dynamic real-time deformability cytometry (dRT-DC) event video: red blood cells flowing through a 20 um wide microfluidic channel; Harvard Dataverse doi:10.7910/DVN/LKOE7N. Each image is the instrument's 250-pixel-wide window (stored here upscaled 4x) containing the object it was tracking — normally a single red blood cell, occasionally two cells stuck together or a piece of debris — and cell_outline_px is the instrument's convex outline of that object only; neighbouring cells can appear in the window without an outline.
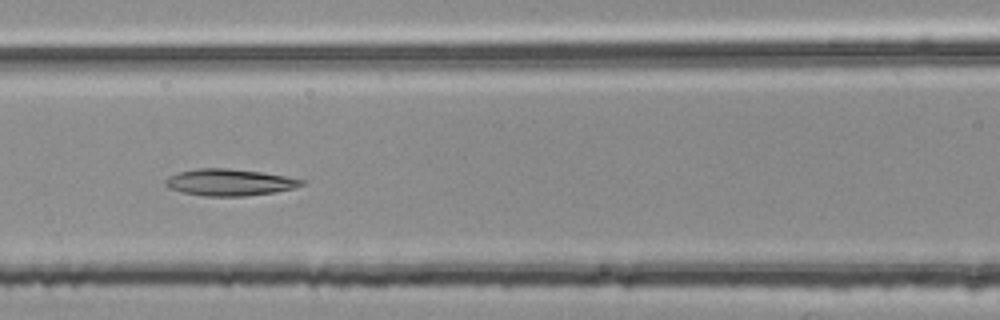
{"species": "common noctule bat (a hibernating species)", "species_latin": "Nyctalus noctula", "temperature_condition": "room temperature", "stored_images_in_passage": 51, "camera_frame_rate_fps": 3000, "um_per_image_px": 0.085, "animal": {"sex": "female", "body_mass_g": 25.1}, "frame": {"image": 1, "passage_image": 23, "time_ms": 7.333, "image_size_px": [1000, 320], "cell_outline_px": [[308, 180], [304, 184], [292, 188], [276, 192], [244, 196], [204, 196], [180, 192], [168, 188], [164, 184], [164, 180], [168, 176], [180, 172], [196, 168], [228, 168], [260, 172]], "centroid_in_image_um": [19.48, 15.5], "position_along_channel_um": 147.1, "area_um2": 21.27}}
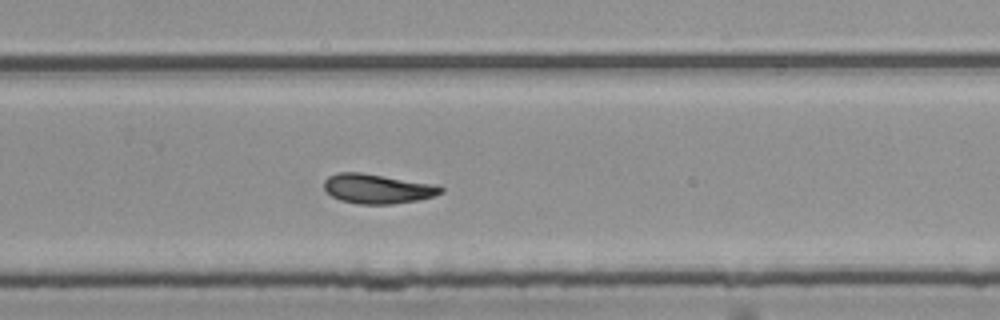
{"frame": {"image": 2, "passage_image": 35, "time_ms": 11.333, "image_size_px": [1000, 320], "cell_outline_px": [[444, 192], [432, 196], [416, 200], [392, 204], [360, 204], [340, 200], [332, 196], [324, 188], [324, 180], [328, 176], [336, 172], [360, 172], [436, 184], [444, 188]], "centroid_in_image_um": [32.07, 16.03], "position_along_channel_um": 297.7, "area_um2": 20.11}}
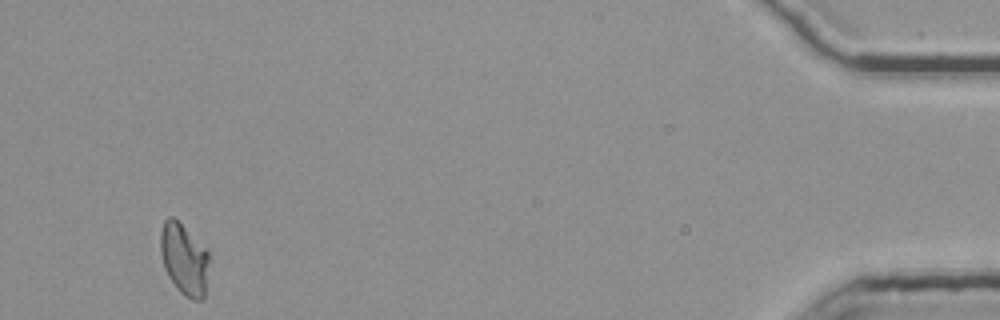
{"frame": {"image": 3, "passage_image": 51, "time_ms": 16.667, "image_size_px": [1000, 320], "cell_outline_px": [[208, 264], [204, 300], [192, 300], [184, 296], [176, 288], [168, 276], [164, 268], [160, 252], [160, 232], [164, 220], [168, 216], [172, 216], [208, 252]], "centroid_in_image_um": [15.62, 22.07], "position_along_channel_um": 419.6, "area_um2": 20.0}, "authors_computed_cell_mechanics": {"area_um2": 20.2878, "velocity_mm_per_s": 3.7791, "shape_relaxation_time_tau1_ms": 9.2564, "shape_relaxation_time_tau2_ms": 9.0419, "deformation_change_tau1": 0.2282, "deformation_change_tau2": 0.1715}}